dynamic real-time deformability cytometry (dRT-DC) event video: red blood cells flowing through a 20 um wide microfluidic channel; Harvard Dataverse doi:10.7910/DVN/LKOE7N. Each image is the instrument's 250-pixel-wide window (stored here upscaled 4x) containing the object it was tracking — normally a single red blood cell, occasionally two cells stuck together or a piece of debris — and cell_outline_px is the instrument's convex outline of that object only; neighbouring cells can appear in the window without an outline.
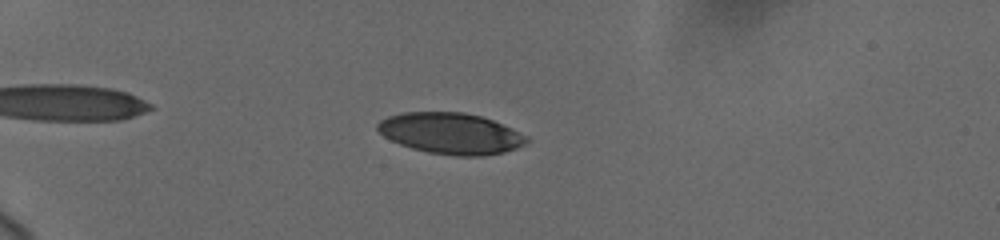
{"species": "human", "species_latin": "Homo sapiens", "temperature_condition": "cold", "stored_images_in_passage": 24, "camera_frame_rate_fps": 3000, "um_per_image_px": 0.085, "donor": {"sex": "female"}, "frame": {"image": 1, "passage_image": 15, "time_ms": 5.333, "image_size_px": [1000, 240], "cell_outline_px": [[528, 140], [524, 144], [516, 148], [504, 152], [484, 156], [456, 156], [428, 152], [412, 148], [400, 144], [384, 136], [376, 128], [376, 124], [380, 120], [388, 116], [400, 112], [464, 112], [480, 116], [492, 120], [512, 128], [528, 136]], "centroid_in_image_um": [38.31, 11.34], "position_along_channel_um": 46.7, "area_um2": 35.72}}
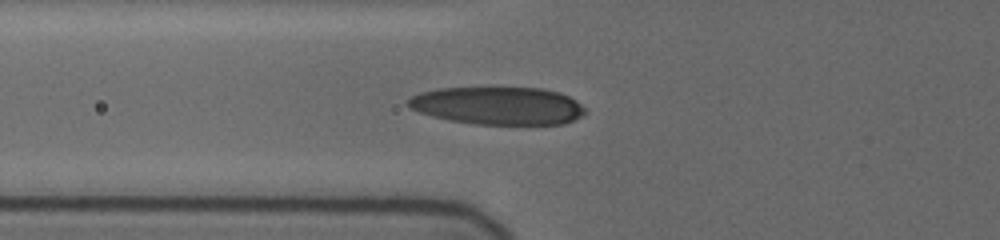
{"frame": {"image": 2, "passage_image": 23, "time_ms": 7.667, "image_size_px": [1000, 240], "cell_outline_px": [[588, 112], [564, 124], [472, 124], [448, 120], [432, 116], [420, 112], [404, 104], [404, 100], [420, 92], [440, 88], [500, 84], [544, 88], [560, 92], [576, 100], [588, 108]], "centroid_in_image_um": [42.32, 8.92], "position_along_channel_um": 83.5, "area_um2": 40.81}}